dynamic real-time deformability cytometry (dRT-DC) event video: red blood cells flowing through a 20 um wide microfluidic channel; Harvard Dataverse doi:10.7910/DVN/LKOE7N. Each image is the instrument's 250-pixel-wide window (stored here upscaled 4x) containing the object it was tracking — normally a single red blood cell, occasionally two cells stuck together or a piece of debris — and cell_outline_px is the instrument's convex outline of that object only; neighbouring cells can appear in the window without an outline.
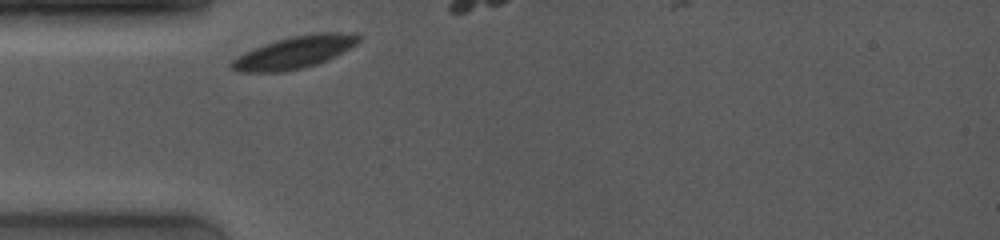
{"species": "common noctule bat (a hibernating species)", "species_latin": "Nyctalus noctula", "temperature_condition": "room temperature", "stored_images_in_passage": 4, "camera_frame_rate_fps": 4000, "um_per_image_px": 0.085, "animal": {"sex": "female", "body_mass_g": 19.0, "forearm_length_mm": 53.3}, "frame": {"image": 1, "passage_image": 1, "time_ms": 0.0, "image_size_px": [1000, 240], "cell_outline_px": [[360, 40], [356, 44], [316, 64], [300, 68], [280, 72], [240, 72], [232, 68], [228, 64], [236, 56], [244, 52], [264, 44], [276, 40], [292, 36], [312, 32], [356, 32], [360, 36]], "centroid_in_image_um": [25.0, 4.42], "position_along_channel_um": 60.0, "area_um2": 23.7}}
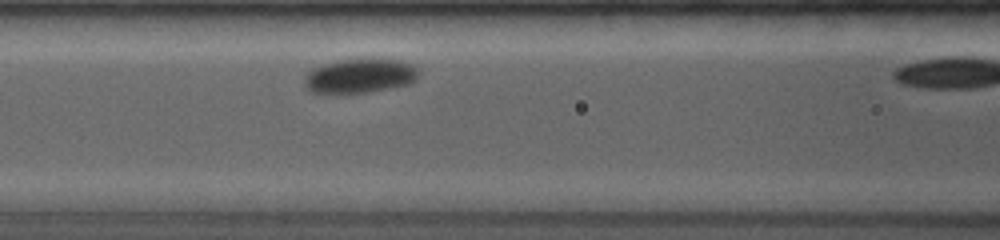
{"frame": {"image": 2, "passage_image": 3, "time_ms": 0.75, "image_size_px": [1000, 240], "cell_outline_px": [[420, 76], [416, 80], [408, 84], [368, 92], [332, 96], [308, 92], [304, 84], [304, 76], [312, 68], [336, 60], [360, 56], [372, 56], [400, 60], [412, 64], [420, 72]], "centroid_in_image_um": [30.54, 6.44], "position_along_channel_um": 136.1, "area_um2": 24.51}}